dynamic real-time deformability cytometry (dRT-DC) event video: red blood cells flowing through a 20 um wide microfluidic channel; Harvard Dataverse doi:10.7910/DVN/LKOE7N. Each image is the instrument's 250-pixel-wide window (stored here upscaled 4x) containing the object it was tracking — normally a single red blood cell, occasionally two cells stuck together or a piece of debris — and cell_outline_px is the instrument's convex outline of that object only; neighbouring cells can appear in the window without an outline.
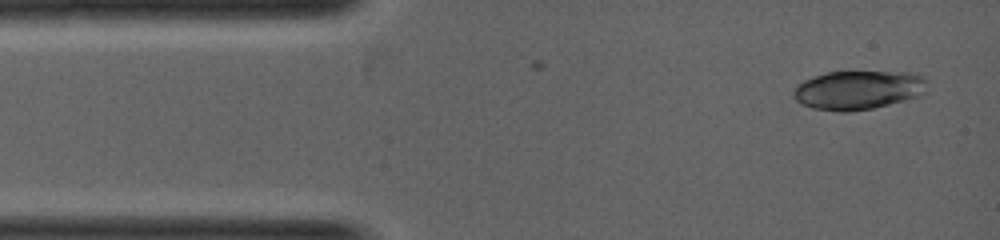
{"species": "common noctule bat (a hibernating species)", "species_latin": "Nyctalus noctula", "temperature_condition": "warm", "stored_images_in_passage": 3, "camera_frame_rate_fps": 5000, "um_per_image_px": 0.085, "animal": {"sex": "female", "body_mass_g": 19.0, "forearm_length_mm": 53.3}, "frame": {"image": 1, "passage_image": 1, "time_ms": 0.0, "image_size_px": [1000, 240], "cell_outline_px": [[928, 92], [920, 96], [872, 108], [848, 112], [840, 112], [812, 108], [800, 104], [792, 96], [792, 92], [796, 84], [812, 76], [828, 72], [912, 72], [924, 76], [928, 80]], "centroid_in_image_um": [72.96, 7.65], "position_along_channel_um": 12.0, "area_um2": 30.87}}